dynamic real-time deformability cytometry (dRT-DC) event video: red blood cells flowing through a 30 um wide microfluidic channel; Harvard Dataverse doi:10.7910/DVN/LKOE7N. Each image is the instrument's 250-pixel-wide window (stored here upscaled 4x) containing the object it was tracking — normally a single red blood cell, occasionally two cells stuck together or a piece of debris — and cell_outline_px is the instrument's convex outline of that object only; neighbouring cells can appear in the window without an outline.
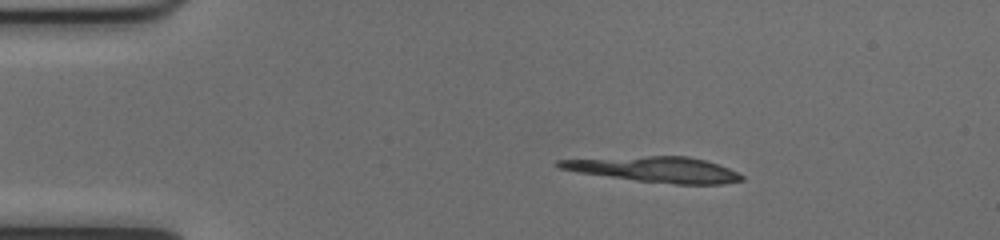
{"species": "common noctule bat (a hibernating species)", "species_latin": "Nyctalus noctula", "temperature_condition": "cold", "stored_images_in_passage": 50, "camera_frame_rate_fps": 3000, "um_per_image_px": 0.085, "animal": {"sex": "female", "body_mass_g": 17.0, "forearm_length_mm": 48.0}, "frame": {"image": 1, "passage_image": 8, "time_ms": 2.333, "image_size_px": [1000, 240], "cell_outline_px": [[744, 180], [724, 184], [676, 184], [636, 180], [580, 172], [560, 168], [556, 164], [556, 160], [648, 156], [688, 156], [704, 160], [728, 168], [744, 176]], "centroid_in_image_um": [55.75, 14.4], "position_along_channel_um": 29.3, "area_um2": 26.59}}
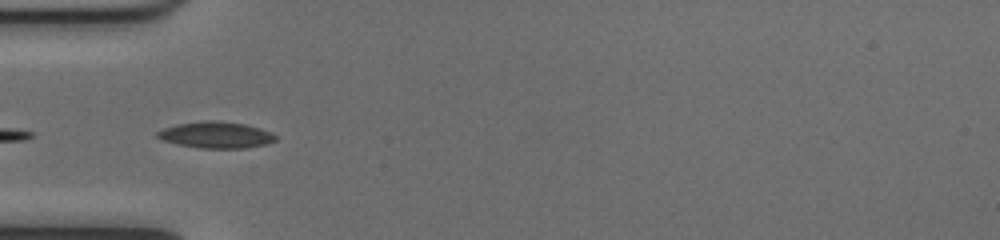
{"frame": {"image": 2, "passage_image": 16, "time_ms": 5.0, "image_size_px": [1000, 240], "cell_outline_px": [[276, 140], [268, 144], [244, 148], [200, 148], [176, 144], [160, 140], [156, 136], [156, 132], [164, 128], [176, 124], [204, 120], [212, 120], [244, 124], [260, 128], [272, 132], [276, 136]], "centroid_in_image_um": [18.34, 11.47], "position_along_channel_um": 66.7, "area_um2": 18.32}}
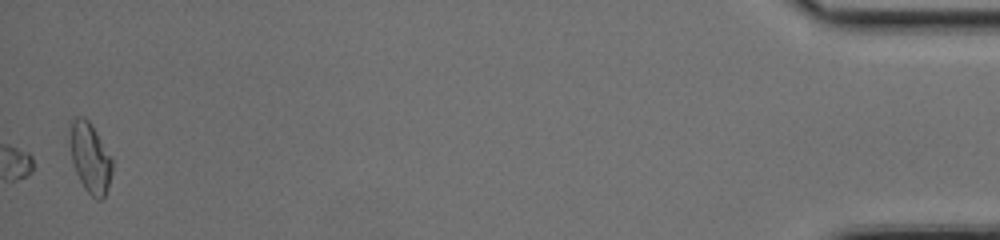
{"frame": {"image": 3, "passage_image": 50, "time_ms": 16.333, "image_size_px": [1000, 240], "cell_outline_px": [[112, 172], [104, 196], [100, 200], [96, 200], [84, 188], [76, 172], [72, 160], [72, 120], [76, 116], [84, 116], [88, 120], [96, 132], [112, 160]], "centroid_in_image_um": [7.68, 13.44], "position_along_channel_um": 427.5, "area_um2": 16.47}}